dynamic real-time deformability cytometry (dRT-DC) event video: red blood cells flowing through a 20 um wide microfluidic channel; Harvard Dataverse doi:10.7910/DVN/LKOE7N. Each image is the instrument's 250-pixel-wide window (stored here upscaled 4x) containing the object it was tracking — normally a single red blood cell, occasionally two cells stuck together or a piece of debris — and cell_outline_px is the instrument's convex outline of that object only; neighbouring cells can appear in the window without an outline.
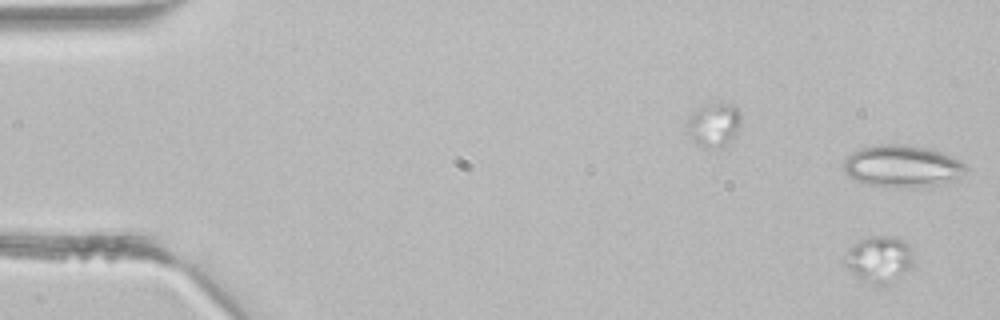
{"species": "common noctule bat (a hibernating species)", "species_latin": "Nyctalus noctula", "temperature_condition": "room temperature", "stored_images_in_passage": 3, "camera_frame_rate_fps": 3000, "um_per_image_px": 0.085, "animal": {"sex": "male", "body_mass_g": 21.5, "forearm_length_mm": 52.0}, "frame": {"image": 1, "passage_image": 3, "time_ms": 0.667, "image_size_px": [1000, 320], "cell_outline_px": [[912, 268], [900, 276], [884, 284], [876, 284], [860, 276], [844, 264], [844, 260], [852, 244], [868, 236], [892, 236], [904, 240], [908, 244], [912, 252]], "centroid_in_image_um": [74.77, 21.97], "position_along_channel_um": 10.2, "area_um2": 17.92}}